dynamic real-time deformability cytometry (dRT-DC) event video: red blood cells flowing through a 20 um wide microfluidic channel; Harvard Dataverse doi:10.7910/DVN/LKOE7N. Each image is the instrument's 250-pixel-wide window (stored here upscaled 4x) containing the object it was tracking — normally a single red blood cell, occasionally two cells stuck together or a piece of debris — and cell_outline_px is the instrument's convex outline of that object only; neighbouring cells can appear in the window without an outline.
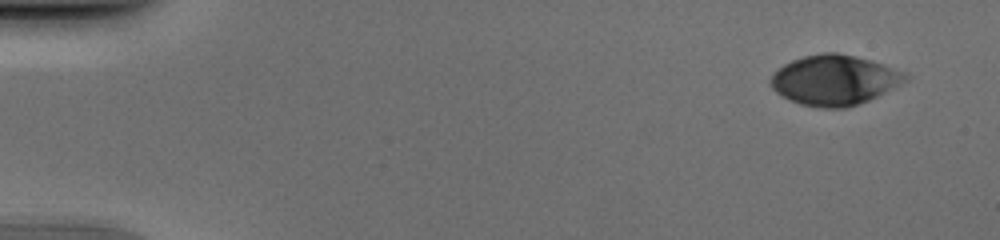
{"species": "human", "species_latin": "Homo sapiens", "temperature_condition": "cold", "stored_images_in_passage": 49, "camera_frame_rate_fps": 3000, "um_per_image_px": 0.085, "donor": {"sex": "male"}, "frame": {"image": 1, "passage_image": 1, "time_ms": 0.0, "image_size_px": [1000, 240], "cell_outline_px": [[912, 76], [908, 80], [868, 100], [844, 108], [820, 108], [800, 104], [776, 92], [768, 84], [768, 80], [784, 64], [792, 60], [804, 56], [824, 52], [836, 52], [856, 56], [908, 72]], "centroid_in_image_um": [70.94, 6.8], "position_along_channel_um": 14.1, "area_um2": 39.19}}
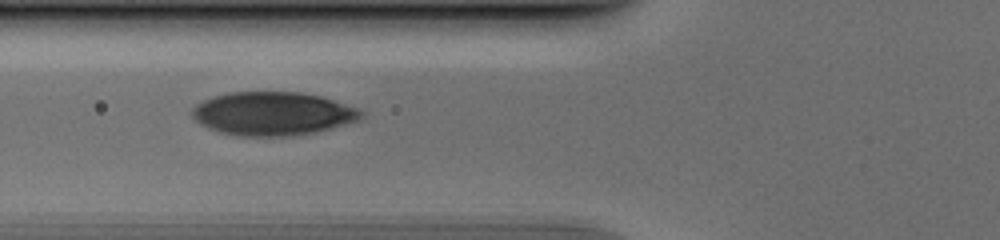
{"frame": {"image": 2, "passage_image": 18, "time_ms": 5.667, "image_size_px": [1000, 240], "cell_outline_px": [[364, 116], [360, 120], [316, 132], [288, 136], [236, 136], [220, 132], [208, 128], [200, 124], [192, 116], [192, 108], [196, 104], [204, 100], [228, 92], [300, 92], [320, 96], [360, 108], [364, 112]], "centroid_in_image_um": [23.2, 9.66], "position_along_channel_um": 102.6, "area_um2": 42.95}}
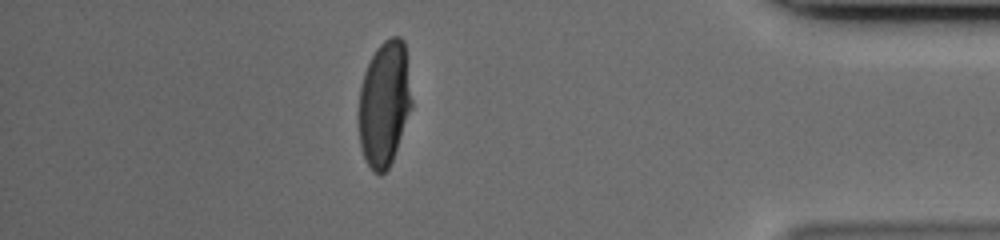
{"frame": {"image": 3, "passage_image": 43, "time_ms": 14.0, "image_size_px": [1000, 240], "cell_outline_px": [[412, 108], [392, 160], [388, 168], [380, 176], [372, 172], [364, 160], [360, 144], [360, 88], [364, 72], [376, 48], [384, 40], [392, 36], [400, 36], [404, 40], [412, 100]], "centroid_in_image_um": [32.68, 8.82], "position_along_channel_um": 402.5, "area_um2": 38.61}}